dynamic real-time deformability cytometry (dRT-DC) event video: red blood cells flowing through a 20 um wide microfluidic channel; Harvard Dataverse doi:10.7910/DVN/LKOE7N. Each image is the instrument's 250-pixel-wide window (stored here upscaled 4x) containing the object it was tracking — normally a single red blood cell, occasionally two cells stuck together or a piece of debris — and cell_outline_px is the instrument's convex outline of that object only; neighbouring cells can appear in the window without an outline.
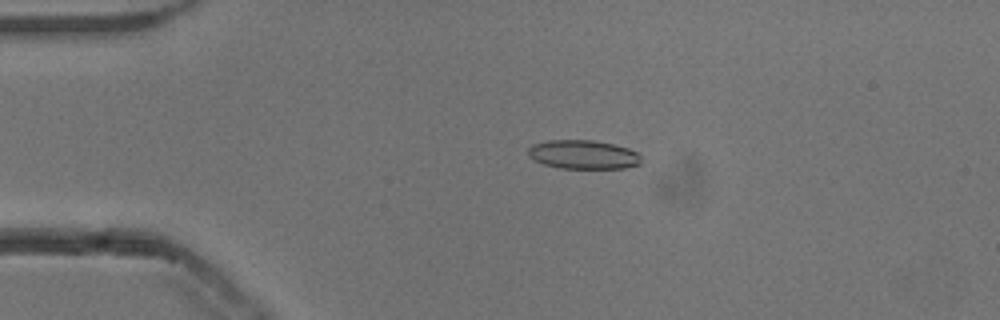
{"species": "common noctule bat (a hibernating species)", "species_latin": "Nyctalus noctula", "temperature_condition": "cold", "stored_images_in_passage": 53, "camera_frame_rate_fps": 3000, "um_per_image_px": 0.085, "animal": {"sex": "male", "body_mass_g": 13.3}, "frame": {"image": 1, "passage_image": 11, "time_ms": 3.333, "image_size_px": [1000, 320], "cell_outline_px": [[640, 164], [624, 168], [560, 168], [544, 164], [528, 156], [528, 148], [532, 144], [548, 140], [592, 140], [612, 144], [628, 148], [640, 152]], "centroid_in_image_um": [49.58, 13.13], "position_along_channel_um": 35.4, "area_um2": 19.02}}
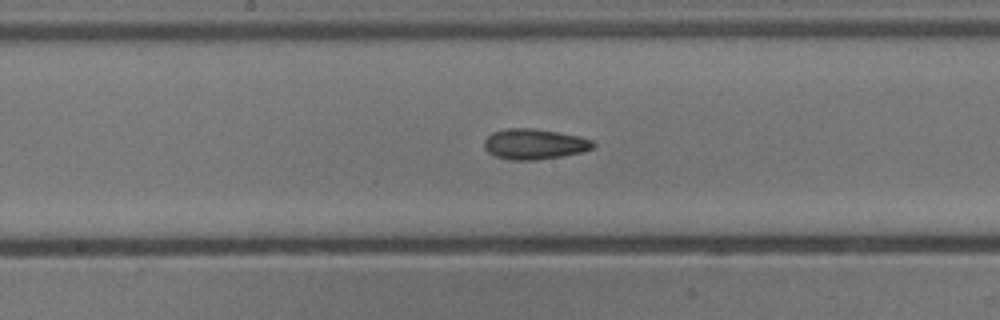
{"frame": {"image": 2, "passage_image": 27, "time_ms": 8.667, "image_size_px": [1000, 320], "cell_outline_px": [[596, 144], [592, 148], [580, 152], [560, 156], [536, 160], [512, 160], [496, 156], [488, 152], [484, 148], [484, 140], [492, 132], [508, 128], [532, 128], [580, 136], [592, 140]], "centroid_in_image_um": [45.4, 12.24], "position_along_channel_um": 202.8, "area_um2": 19.19}}
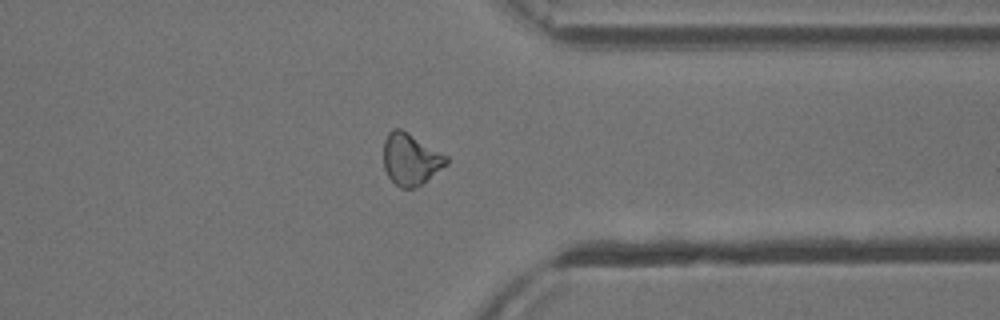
{"frame": {"image": 3, "passage_image": 41, "time_ms": 13.333, "image_size_px": [1000, 320], "cell_outline_px": [[448, 164], [416, 188], [400, 188], [388, 176], [384, 168], [384, 140], [388, 132], [392, 128], [400, 128], [408, 132], [448, 156]], "centroid_in_image_um": [34.9, 13.52], "position_along_channel_um": 376.5, "area_um2": 18.96}, "authors_computed_cell_mechanics": {"area_um2": 19.074, "velocity_mm_per_s": 3.8552, "shape_relaxation_time_tau1_ms": 8.1994, "shape_relaxation_time_tau2_ms": 3.9741, "deformation_change_tau1": 0.1946, "deformation_change_tau2": 0.1216}}